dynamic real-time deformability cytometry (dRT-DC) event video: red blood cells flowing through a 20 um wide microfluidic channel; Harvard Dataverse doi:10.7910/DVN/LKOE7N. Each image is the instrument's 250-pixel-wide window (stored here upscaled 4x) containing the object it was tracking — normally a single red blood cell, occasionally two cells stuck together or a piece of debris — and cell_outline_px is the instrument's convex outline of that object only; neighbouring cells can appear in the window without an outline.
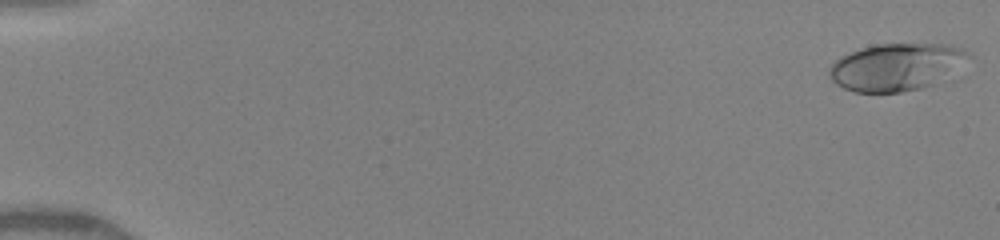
{"species": "human", "species_latin": "Homo sapiens", "temperature_condition": "warm", "stored_images_in_passage": 21, "camera_frame_rate_fps": 3000, "um_per_image_px": 0.085, "donor": {"sex": "female"}, "frame": {"image": 1, "passage_image": 1, "time_ms": 0.0, "image_size_px": [1000, 240], "cell_outline_px": [[972, 56], [932, 84], [920, 88], [900, 92], [856, 92], [844, 88], [836, 84], [832, 80], [828, 72], [832, 64], [840, 56], [860, 48], [872, 44], [948, 44], [964, 48]], "centroid_in_image_um": [76.13, 5.67], "position_along_channel_um": 8.9, "area_um2": 37.86}}
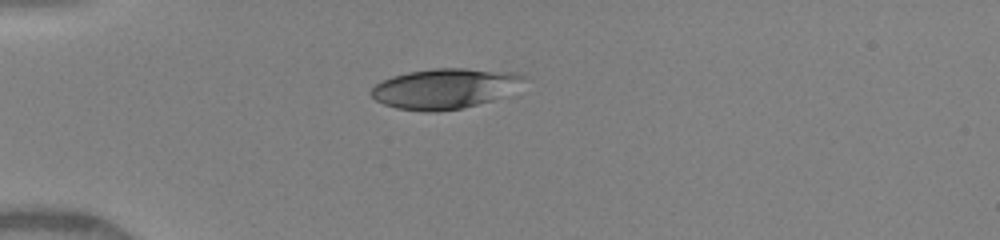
{"frame": {"image": 2, "passage_image": 16, "time_ms": 4.333, "image_size_px": [1000, 240], "cell_outline_px": [[528, 76], [492, 100], [460, 108], [436, 112], [424, 112], [396, 108], [384, 104], [376, 100], [368, 92], [376, 84], [392, 76], [408, 72], [432, 68], [464, 68], [516, 72]], "centroid_in_image_um": [37.69, 7.52], "position_along_channel_um": 47.3, "area_um2": 35.14}}
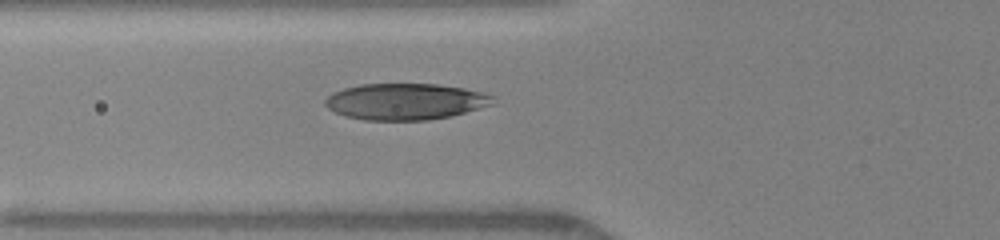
{"frame": {"image": 3, "passage_image": 21, "time_ms": 6.0, "image_size_px": [1000, 240], "cell_outline_px": [[496, 104], [452, 116], [428, 120], [364, 120], [344, 116], [328, 108], [324, 104], [324, 100], [332, 92], [344, 88], [360, 84], [436, 84], [464, 88], [496, 96]], "centroid_in_image_um": [34.49, 8.63], "position_along_channel_um": 91.3, "area_um2": 35.89}}